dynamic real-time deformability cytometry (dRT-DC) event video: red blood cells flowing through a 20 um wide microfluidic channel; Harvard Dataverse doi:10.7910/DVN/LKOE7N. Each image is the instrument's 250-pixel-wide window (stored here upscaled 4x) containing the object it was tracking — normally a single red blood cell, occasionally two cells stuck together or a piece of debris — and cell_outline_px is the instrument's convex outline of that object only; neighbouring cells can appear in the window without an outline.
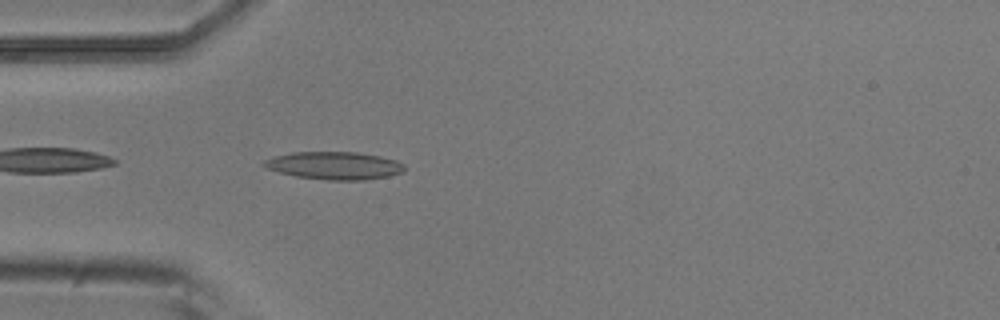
{"species": "common noctule bat (a hibernating species)", "species_latin": "Nyctalus noctula", "temperature_condition": "room temperature", "stored_images_in_passage": 2, "camera_frame_rate_fps": 3000, "um_per_image_px": 0.085, "animal": {"sex": "male", "body_mass_g": 20.5, "forearm_length_mm": 52.5}, "frame": {"image": 1, "passage_image": 2, "time_ms": 0.333, "image_size_px": [1000, 320], "cell_outline_px": [[404, 172], [388, 176], [364, 180], [328, 180], [296, 176], [264, 168], [260, 164], [264, 160], [276, 156], [292, 152], [356, 152], [380, 156], [396, 160], [404, 164]], "centroid_in_image_um": [28.41, 14.07], "position_along_channel_um": 56.6, "area_um2": 22.72}}